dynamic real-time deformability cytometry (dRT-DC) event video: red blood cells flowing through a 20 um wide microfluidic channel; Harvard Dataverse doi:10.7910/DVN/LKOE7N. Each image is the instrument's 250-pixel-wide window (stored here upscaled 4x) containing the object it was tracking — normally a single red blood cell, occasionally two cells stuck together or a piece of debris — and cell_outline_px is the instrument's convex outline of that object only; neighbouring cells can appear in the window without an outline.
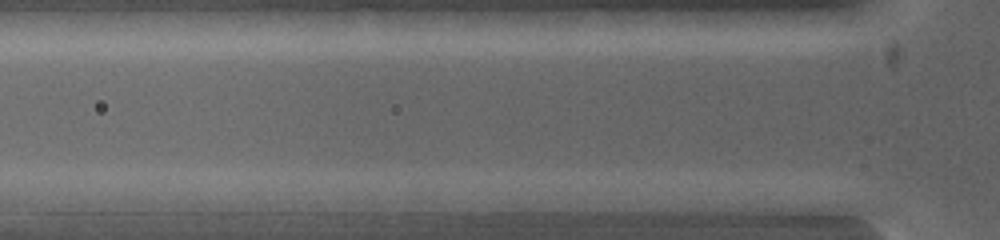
{"species": "common noctule bat (a hibernating species)", "species_latin": "Nyctalus noctula", "temperature_condition": "warm", "stored_images_in_passage": 2, "segment_of_instrument_passage": [2, 2], "camera_frame_rate_fps": 5000, "um_per_image_px": 0.085, "animal": {"sex": "female", "body_mass_g": 19.0, "forearm_length_mm": 53.3}, "frame": {"image": 1, "passage_image": 2, "time_ms": 0.2, "image_size_px": [1000, 240], "cell_outline_px": [[728, 200], [704, 208], [632, 212], [596, 200], [616, 192], [712, 192]], "centroid_in_image_um": [56.23, 17.06], "position_along_channel_um": 69.6, "area_um2": 14.05}}